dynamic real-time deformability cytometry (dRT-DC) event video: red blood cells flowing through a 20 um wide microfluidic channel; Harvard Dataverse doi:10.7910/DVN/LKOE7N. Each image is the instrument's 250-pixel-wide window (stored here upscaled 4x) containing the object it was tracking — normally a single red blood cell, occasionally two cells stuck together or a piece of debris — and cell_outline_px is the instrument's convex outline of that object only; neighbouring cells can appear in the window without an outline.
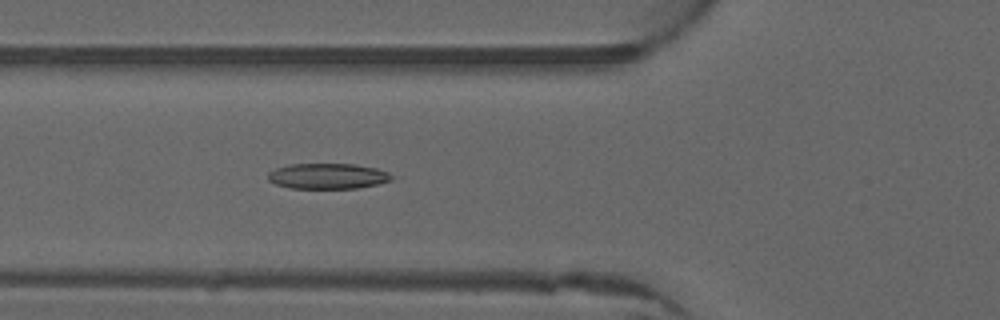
{"species": "common noctule bat (a hibernating species)", "species_latin": "Nyctalus noctula", "temperature_condition": "warm", "stored_images_in_passage": 33, "camera_frame_rate_fps": 3000, "um_per_image_px": 0.085, "animal": {"sex": "male", "forearm_length_mm": 52.5}, "frame": {"image": 1, "passage_image": 11, "time_ms": 3.333, "image_size_px": [1000, 320], "cell_outline_px": [[392, 180], [376, 184], [356, 188], [288, 188], [276, 184], [268, 180], [268, 172], [276, 168], [288, 164], [356, 164], [376, 168], [388, 172], [392, 176]], "centroid_in_image_um": [27.83, 14.96], "position_along_channel_um": 98.0, "area_um2": 18.38}}
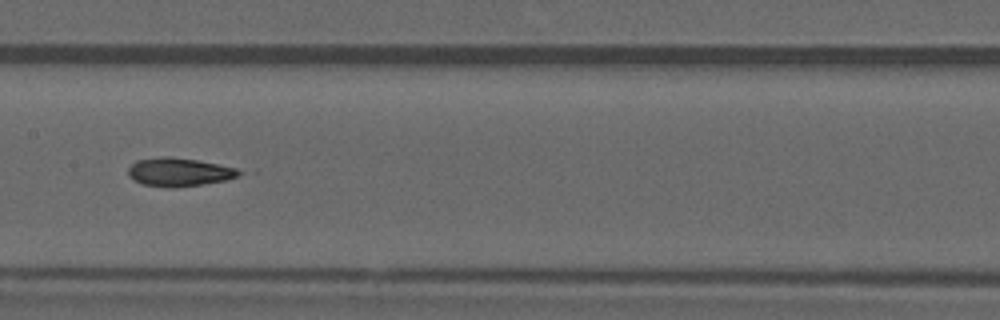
{"frame": {"image": 2, "passage_image": 18, "time_ms": 5.667, "image_size_px": [1000, 320], "cell_outline_px": [[244, 172], [236, 176], [224, 180], [200, 184], [172, 188], [168, 188], [144, 184], [128, 176], [128, 168], [136, 160], [164, 156], [196, 160], [236, 168]], "centroid_in_image_um": [15.18, 14.62], "position_along_channel_um": 192.2, "area_um2": 17.98}}
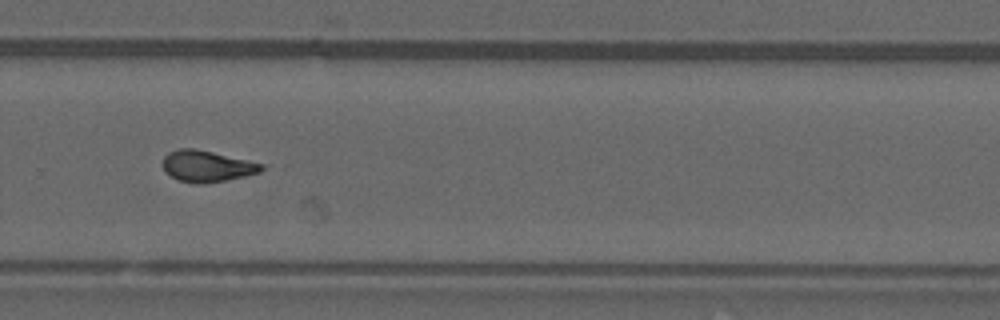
{"frame": {"image": 3, "passage_image": 27, "time_ms": 8.667, "image_size_px": [1000, 320], "cell_outline_px": [[268, 168], [260, 172], [224, 180], [200, 184], [196, 184], [180, 180], [164, 172], [164, 156], [168, 152], [176, 148], [196, 148], [268, 164]], "centroid_in_image_um": [17.65, 14.1], "position_along_channel_um": 312.2, "area_um2": 18.21}, "authors_computed_cell_mechanics": {"area_um2": 18.3804, "velocity_mm_per_s": 4.0148, "shape_relaxation_time_tau1_ms": 9.4392, "shape_relaxation_time_tau2_ms": 2.8955, "deformation_change_tau1": 0.231, "deformation_change_tau2": 0.098}}